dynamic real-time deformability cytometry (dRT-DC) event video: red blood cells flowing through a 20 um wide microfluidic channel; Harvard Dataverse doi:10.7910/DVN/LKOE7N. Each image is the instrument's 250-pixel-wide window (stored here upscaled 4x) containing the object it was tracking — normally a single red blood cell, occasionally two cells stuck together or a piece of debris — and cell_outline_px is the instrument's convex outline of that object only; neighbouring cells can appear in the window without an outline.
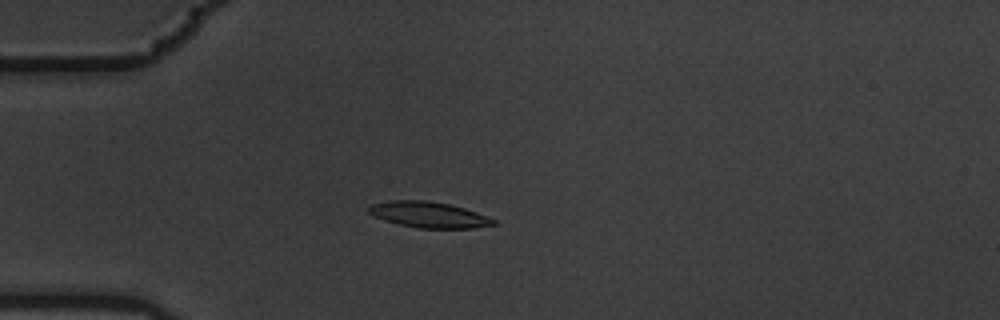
{"species": "common noctule bat (a hibernating species)", "species_latin": "Nyctalus noctula", "temperature_condition": "warm", "stored_images_in_passage": 5, "camera_frame_rate_fps": 3000, "um_per_image_px": 0.085, "animal": {"sex": "male", "body_mass_g": 19.5, "forearm_length_mm": 54.6}, "frame": {"image": 1, "passage_image": 5, "time_ms": 1.333, "image_size_px": [1000, 320], "cell_outline_px": [[496, 224], [472, 228], [420, 228], [400, 224], [384, 220], [368, 212], [368, 208], [372, 204], [388, 200], [424, 200], [448, 204], [464, 208], [476, 212], [496, 220]], "centroid_in_image_um": [36.44, 18.24], "position_along_channel_um": 48.6, "area_um2": 18.55}}